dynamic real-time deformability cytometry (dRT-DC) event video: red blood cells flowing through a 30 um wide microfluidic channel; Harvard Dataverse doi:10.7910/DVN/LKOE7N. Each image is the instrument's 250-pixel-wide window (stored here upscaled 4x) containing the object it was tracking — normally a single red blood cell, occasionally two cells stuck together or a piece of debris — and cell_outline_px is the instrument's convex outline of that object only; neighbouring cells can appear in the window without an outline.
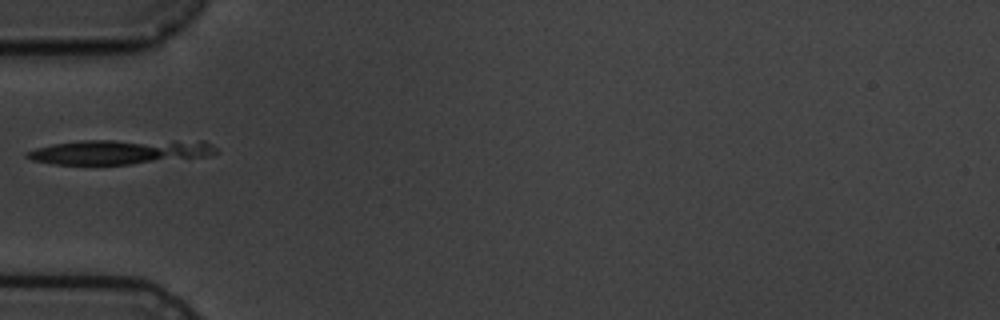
{"species": "common noctule bat (a hibernating species)", "species_latin": "Nyctalus noctula", "temperature_condition": "cold", "stored_images_in_passage": 7, "camera_frame_rate_fps": 3000, "um_per_image_px": 0.085, "animal": {"sex": "male", "body_mass_g": 19.5, "forearm_length_mm": 54.6}, "frame": {"image": 1, "passage_image": 3, "time_ms": 2.333, "image_size_px": [1000, 320], "cell_outline_px": [[220, 152], [208, 156], [132, 164], [52, 164], [32, 160], [24, 156], [24, 152], [36, 148], [52, 144], [80, 140], [204, 140], [212, 144]], "centroid_in_image_um": [10.21, 12.89], "position_along_channel_um": 74.8, "area_um2": 27.74}}